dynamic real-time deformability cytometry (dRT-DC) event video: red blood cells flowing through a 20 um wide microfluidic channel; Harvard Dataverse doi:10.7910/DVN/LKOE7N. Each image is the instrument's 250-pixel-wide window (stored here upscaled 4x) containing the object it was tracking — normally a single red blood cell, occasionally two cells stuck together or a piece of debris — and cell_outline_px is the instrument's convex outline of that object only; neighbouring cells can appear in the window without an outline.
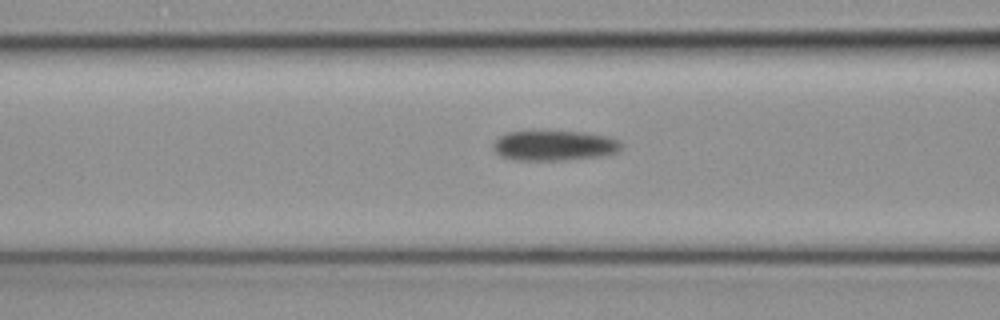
{"species": "common noctule bat (a hibernating species)", "species_latin": "Nyctalus noctula", "temperature_condition": "cold", "stored_images_in_passage": 8, "segment_of_instrument_passage": [1, 2], "camera_frame_rate_fps": 3000, "um_per_image_px": 0.085, "animal": {"sex": "female", "body_mass_g": 19.3, "forearm_length_mm": 54.1}, "frame": {"image": 1, "passage_image": 7, "time_ms": 2.0, "image_size_px": [1000, 320], "cell_outline_px": [[624, 148], [620, 152], [604, 156], [568, 160], [512, 160], [500, 156], [492, 148], [492, 144], [500, 136], [508, 132], [584, 132], [608, 136], [620, 140], [624, 144]], "centroid_in_image_um": [47.19, 12.39], "position_along_channel_um": 119.4, "area_um2": 22.83}}